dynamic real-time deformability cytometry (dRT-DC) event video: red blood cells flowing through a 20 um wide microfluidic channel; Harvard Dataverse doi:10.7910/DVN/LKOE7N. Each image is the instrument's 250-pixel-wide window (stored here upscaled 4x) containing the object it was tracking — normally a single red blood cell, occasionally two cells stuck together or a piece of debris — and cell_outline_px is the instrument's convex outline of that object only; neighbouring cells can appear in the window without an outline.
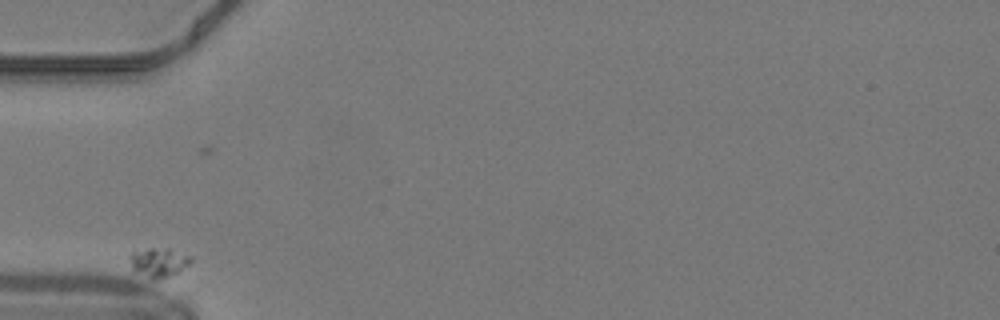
{"species": "common noctule bat (a hibernating species)", "species_latin": "Nyctalus noctula", "temperature_condition": "warm", "stored_images_in_passage": 32, "camera_frame_rate_fps": 3000, "um_per_image_px": 0.085, "animal": {"sex": "male", "body_mass_g": 19.2, "forearm_length_mm": 51.8}, "frame": {"image": 1, "passage_image": 1, "time_ms": 0.0, "image_size_px": [1000, 320], "cell_outline_px": [[192, 260], [180, 272], [156, 280], [152, 280], [132, 268], [132, 252], [148, 248], [168, 248], [192, 256]], "centroid_in_image_um": [13.55, 22.29], "position_along_channel_um": 71.5, "area_um2": 10.17}}
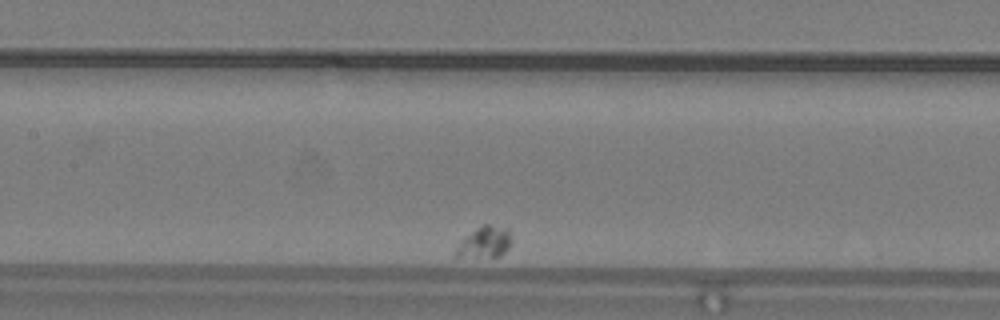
{"frame": {"image": 2, "passage_image": 11, "time_ms": 3.333, "image_size_px": [1000, 320], "cell_outline_px": [[512, 240], [508, 248], [500, 256], [452, 256], [452, 252], [464, 236], [480, 224], [488, 224], [508, 228], [512, 236]], "centroid_in_image_um": [41.17, 20.55], "position_along_channel_um": 166.2, "area_um2": 10.35}}
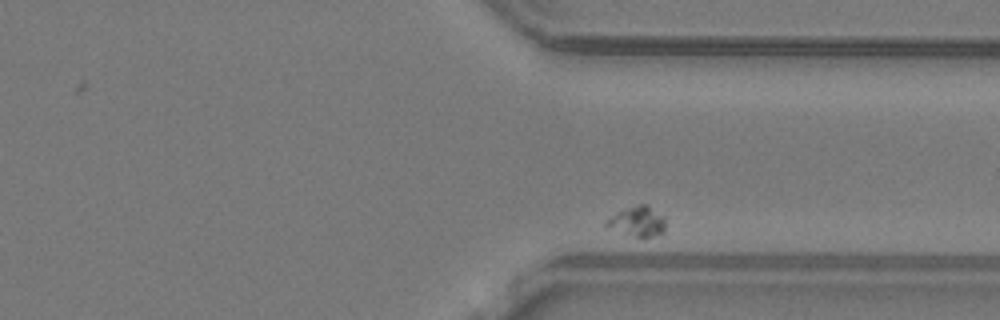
{"frame": {"image": 3, "passage_image": 30, "time_ms": 9.667, "image_size_px": [1000, 320], "cell_outline_px": [[664, 232], [640, 240], [604, 224], [604, 220], [616, 212], [640, 204], [648, 204], [664, 216]], "centroid_in_image_um": [54.2, 18.83], "position_along_channel_um": 357.2, "area_um2": 10.4}}